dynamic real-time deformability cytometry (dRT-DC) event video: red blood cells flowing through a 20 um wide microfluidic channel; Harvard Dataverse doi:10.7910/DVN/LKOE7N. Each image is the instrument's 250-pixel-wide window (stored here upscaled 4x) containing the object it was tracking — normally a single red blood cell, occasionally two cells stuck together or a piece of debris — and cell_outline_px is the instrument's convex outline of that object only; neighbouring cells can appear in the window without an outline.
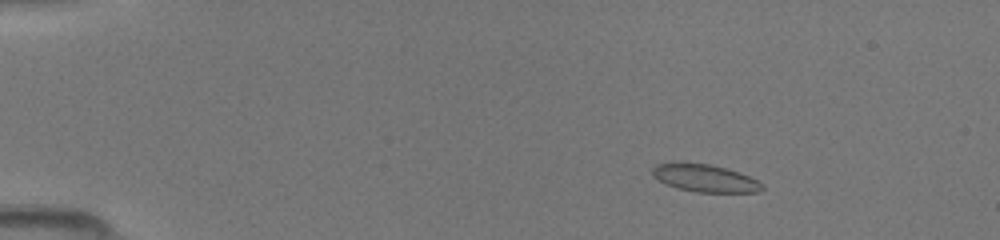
{"species": "common noctule bat (a hibernating species)", "species_latin": "Nyctalus noctula", "temperature_condition": "room temperature", "stored_images_in_passage": 19, "camera_frame_rate_fps": 3000, "um_per_image_px": 0.085, "animal": {"sex": "female", "body_mass_g": 19.5, "forearm_length_mm": 54.1}, "frame": {"image": 1, "passage_image": 3, "time_ms": 0.667, "image_size_px": [1000, 240], "cell_outline_px": [[764, 188], [756, 192], [696, 192], [676, 188], [652, 176], [652, 168], [656, 164], [680, 160], [708, 164], [740, 172], [764, 184]], "centroid_in_image_um": [59.87, 15.11], "position_along_channel_um": 25.1, "area_um2": 17.86}}
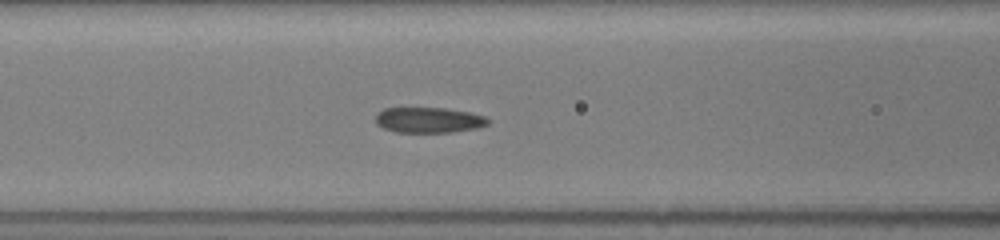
{"frame": {"image": 2, "passage_image": 12, "time_ms": 3.667, "image_size_px": [1000, 240], "cell_outline_px": [[492, 120], [488, 124], [476, 128], [452, 132], [396, 132], [384, 128], [376, 124], [376, 112], [384, 108], [444, 108], [472, 112], [484, 116]], "centroid_in_image_um": [36.45, 10.19], "position_along_channel_um": 130.1, "area_um2": 16.82}}
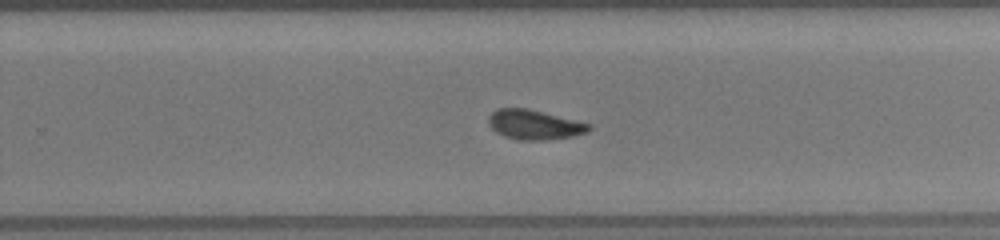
{"frame": {"image": 3, "passage_image": 19, "time_ms": 6.0, "image_size_px": [1000, 240], "cell_outline_px": [[592, 128], [588, 132], [572, 136], [544, 140], [516, 140], [504, 136], [496, 132], [488, 124], [488, 116], [496, 108], [528, 108], [592, 124]], "centroid_in_image_um": [45.41, 10.59], "position_along_channel_um": 284.4, "area_um2": 17.51}}